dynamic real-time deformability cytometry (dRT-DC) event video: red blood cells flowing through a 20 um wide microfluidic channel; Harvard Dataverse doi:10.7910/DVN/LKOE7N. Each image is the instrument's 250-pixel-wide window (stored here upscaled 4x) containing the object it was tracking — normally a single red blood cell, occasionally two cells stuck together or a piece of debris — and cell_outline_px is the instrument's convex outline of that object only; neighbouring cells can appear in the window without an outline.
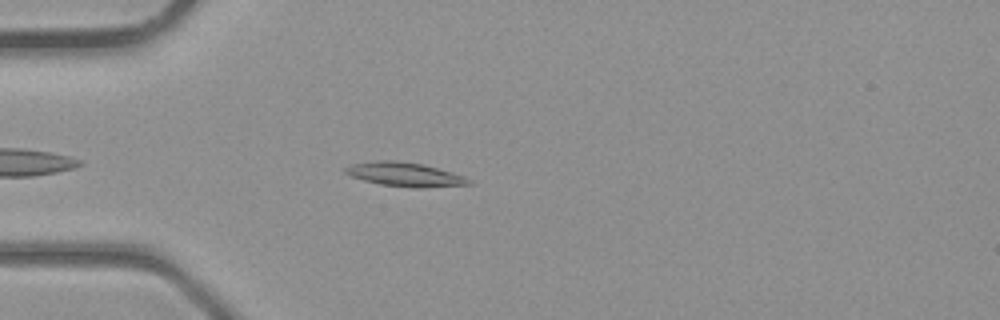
{"species": "common noctule bat (a hibernating species)", "species_latin": "Nyctalus noctula", "temperature_condition": "room temperature", "stored_images_in_passage": 29, "camera_frame_rate_fps": 3000, "um_per_image_px": 0.085, "animal": {"sex": "male", "body_mass_g": 23.1, "forearm_length_mm": 52.7}, "frame": {"image": 1, "passage_image": 1, "time_ms": 0.0, "image_size_px": [1000, 320], "cell_outline_px": [[472, 184], [420, 188], [412, 188], [380, 184], [364, 180], [352, 176], [344, 172], [340, 168], [352, 164], [380, 160], [396, 160], [424, 164], [452, 172], [464, 176]], "centroid_in_image_um": [34.37, 14.82], "position_along_channel_um": 50.6, "area_um2": 17.28}}
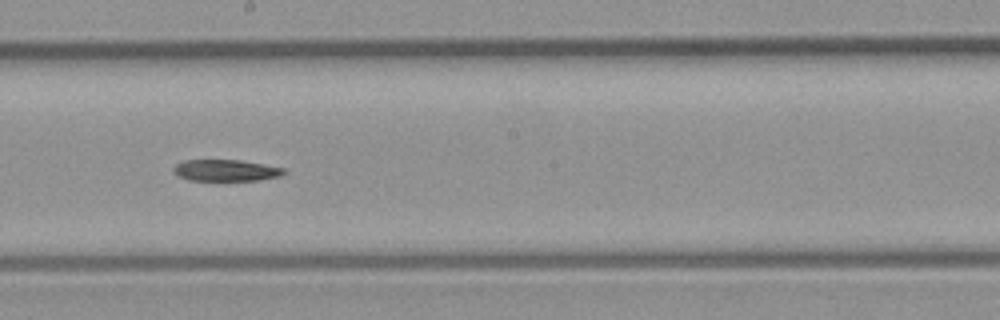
{"frame": {"image": 2, "passage_image": 12, "time_ms": 3.667, "image_size_px": [1000, 320], "cell_outline_px": [[288, 172], [280, 176], [260, 180], [188, 180], [172, 172], [172, 168], [176, 164], [184, 160], [240, 160], [264, 164], [284, 168]], "centroid_in_image_um": [19.21, 14.48], "position_along_channel_um": 229.0, "area_um2": 13.87}}
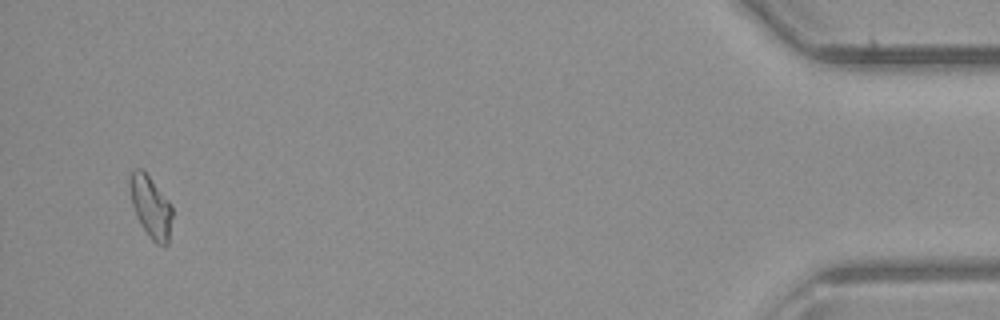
{"frame": {"image": 3, "passage_image": 28, "time_ms": 9.0, "image_size_px": [1000, 320], "cell_outline_px": [[172, 216], [168, 244], [156, 244], [152, 240], [136, 216], [132, 204], [128, 184], [128, 180], [132, 168], [140, 168], [148, 176], [172, 204]], "centroid_in_image_um": [12.79, 17.54], "position_along_channel_um": 422.4, "area_um2": 15.2}}